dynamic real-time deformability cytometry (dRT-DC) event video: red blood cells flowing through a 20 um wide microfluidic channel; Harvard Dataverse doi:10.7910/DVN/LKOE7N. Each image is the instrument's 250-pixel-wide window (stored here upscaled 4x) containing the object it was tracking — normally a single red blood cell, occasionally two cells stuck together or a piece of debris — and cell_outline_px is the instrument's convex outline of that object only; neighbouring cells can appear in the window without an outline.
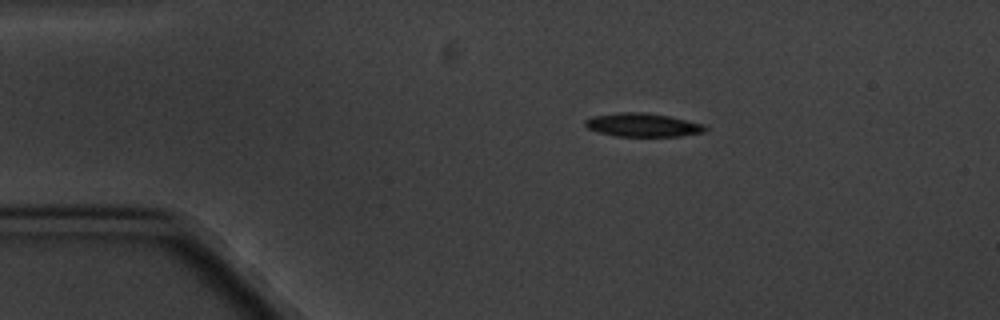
{"species": "common noctule bat (a hibernating species)", "species_latin": "Nyctalus noctula", "temperature_condition": "cold", "stored_images_in_passage": 5, "camera_frame_rate_fps": 3000, "um_per_image_px": 0.085, "animal": {"sex": "male", "body_mass_g": 20.1, "forearm_length_mm": 53.5}, "frame": {"image": 1, "passage_image": 2, "time_ms": 1.333, "image_size_px": [1000, 320], "cell_outline_px": [[708, 128], [704, 132], [680, 136], [616, 136], [600, 132], [588, 128], [584, 124], [584, 120], [592, 116], [616, 112], [644, 112], [668, 116], [704, 124]], "centroid_in_image_um": [54.62, 10.61], "position_along_channel_um": 30.4, "area_um2": 16.42}}
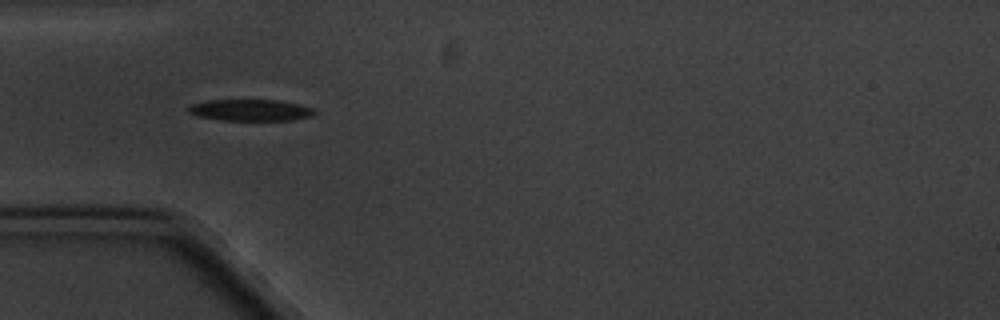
{"frame": {"image": 2, "passage_image": 4, "time_ms": 3.667, "image_size_px": [1000, 320], "cell_outline_px": [[316, 112], [312, 116], [292, 120], [220, 120], [196, 116], [188, 112], [188, 108], [192, 104], [208, 100], [280, 100], [312, 108]], "centroid_in_image_um": [21.26, 9.36], "position_along_channel_um": 63.7, "area_um2": 15.72}}